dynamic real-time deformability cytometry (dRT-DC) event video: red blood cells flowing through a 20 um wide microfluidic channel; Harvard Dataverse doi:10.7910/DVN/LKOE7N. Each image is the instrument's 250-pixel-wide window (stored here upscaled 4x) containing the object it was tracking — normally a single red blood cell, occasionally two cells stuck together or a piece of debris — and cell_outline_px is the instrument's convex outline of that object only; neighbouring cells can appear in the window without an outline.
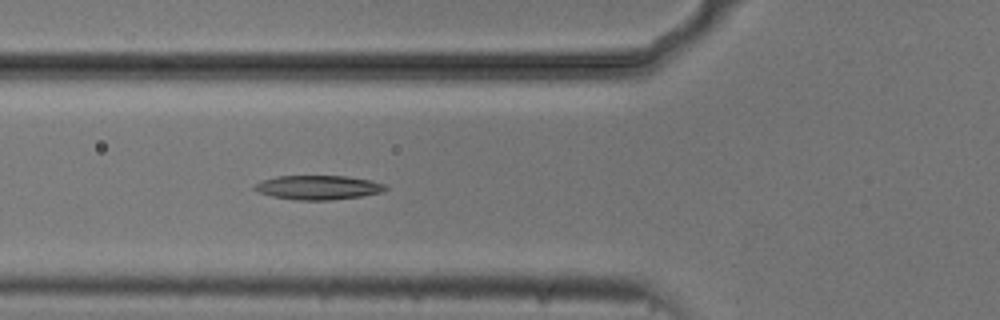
{"species": "common noctule bat (a hibernating species)", "species_latin": "Nyctalus noctula", "temperature_condition": "cold", "stored_images_in_passage": 42, "camera_frame_rate_fps": 3000, "um_per_image_px": 0.085, "animal": {"sex": "male", "body_mass_g": 20.5, "forearm_length_mm": 52.5}, "frame": {"image": 1, "passage_image": 8, "time_ms": 2.333, "image_size_px": [1000, 320], "cell_outline_px": [[388, 188], [380, 192], [360, 196], [332, 200], [296, 200], [272, 196], [260, 192], [252, 188], [256, 184], [264, 180], [276, 176], [344, 176], [372, 180], [384, 184]], "centroid_in_image_um": [27.05, 15.93], "position_along_channel_um": 98.7, "area_um2": 18.26}}
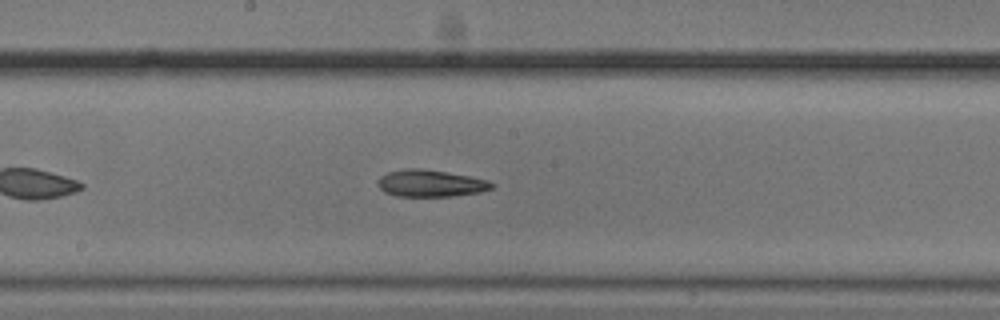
{"frame": {"image": 2, "passage_image": 17, "time_ms": 5.333, "image_size_px": [1000, 320], "cell_outline_px": [[496, 184], [492, 188], [480, 192], [452, 196], [396, 196], [384, 192], [380, 188], [380, 176], [388, 172], [404, 168], [420, 168], [472, 176], [488, 180]], "centroid_in_image_um": [36.63, 15.58], "position_along_channel_um": 211.6, "area_um2": 17.86}}
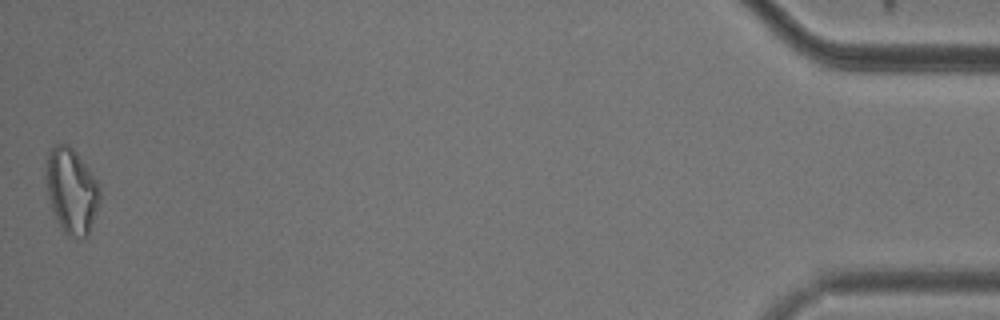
{"frame": {"image": 3, "passage_image": 42, "time_ms": 13.667, "image_size_px": [1000, 320], "cell_outline_px": [[100, 204], [88, 236], [84, 240], [80, 240], [68, 236], [64, 232], [52, 208], [48, 196], [44, 176], [44, 172], [48, 152], [56, 144], [68, 144], [76, 152], [88, 168], [96, 180], [100, 188]], "centroid_in_image_um": [6.08, 16.24], "position_along_channel_um": 429.1, "area_um2": 27.05}, "authors_computed_cell_mechanics": {"area_um2": 18.6694, "velocity_mm_per_s": 3.7286, "shape_relaxation_time_tau1_ms": null, "shape_relaxation_time_tau2_ms": 7.3356, "deformation_change_tau1": null, "deformation_change_tau2": 0.1717}}